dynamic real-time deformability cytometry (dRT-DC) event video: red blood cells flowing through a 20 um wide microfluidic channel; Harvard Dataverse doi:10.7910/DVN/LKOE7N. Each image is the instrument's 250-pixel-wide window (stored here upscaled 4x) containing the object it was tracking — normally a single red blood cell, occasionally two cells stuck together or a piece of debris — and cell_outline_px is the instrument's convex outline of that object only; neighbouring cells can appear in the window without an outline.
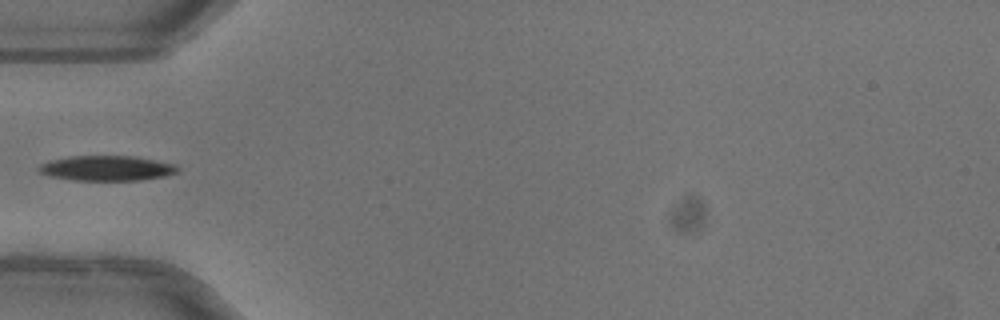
{"species": "common noctule bat (a hibernating species)", "species_latin": "Nyctalus noctula", "temperature_condition": "warm", "stored_images_in_passage": 35, "camera_frame_rate_fps": 3000, "um_per_image_px": 0.085, "animal": {"sex": "female"}, "frame": {"image": 1, "passage_image": 1, "time_ms": 0.0, "image_size_px": [1000, 320], "cell_outline_px": [[180, 168], [176, 172], [164, 176], [140, 180], [72, 180], [48, 176], [40, 172], [36, 168], [40, 164], [48, 160], [68, 156], [136, 156], [176, 164]], "centroid_in_image_um": [9.04, 14.29], "position_along_channel_um": 76.0, "area_um2": 20.46}}